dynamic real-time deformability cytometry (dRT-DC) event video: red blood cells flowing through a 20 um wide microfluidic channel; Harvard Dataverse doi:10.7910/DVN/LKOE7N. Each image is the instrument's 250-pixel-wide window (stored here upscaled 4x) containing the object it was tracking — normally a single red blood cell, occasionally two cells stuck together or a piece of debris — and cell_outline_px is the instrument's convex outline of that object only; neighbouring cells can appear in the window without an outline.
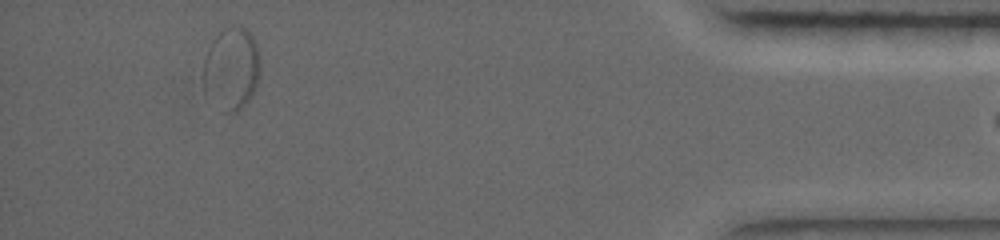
{"species": "common noctule bat (a hibernating species)", "species_latin": "Nyctalus noctula", "temperature_condition": "warm", "stored_images_in_passage": 71, "segment_of_instrument_passage": [2, 2], "camera_frame_rate_fps": 5000, "um_per_image_px": 0.085, "animal": {"sex": "female", "body_mass_g": 19.0, "forearm_length_mm": 56.7}, "frame": {"image": 1, "passage_image": 70, "time_ms": 12.2, "image_size_px": [1000, 240], "cell_outline_px": [[260, 72], [256, 84], [248, 100], [236, 112], [224, 112], [200, 76], [204, 60], [208, 48], [212, 40], [224, 28], [232, 24], [240, 24], [256, 40], [260, 56]], "centroid_in_image_um": [19.7, 5.72], "position_along_channel_um": 415.5, "area_um2": 27.05}}